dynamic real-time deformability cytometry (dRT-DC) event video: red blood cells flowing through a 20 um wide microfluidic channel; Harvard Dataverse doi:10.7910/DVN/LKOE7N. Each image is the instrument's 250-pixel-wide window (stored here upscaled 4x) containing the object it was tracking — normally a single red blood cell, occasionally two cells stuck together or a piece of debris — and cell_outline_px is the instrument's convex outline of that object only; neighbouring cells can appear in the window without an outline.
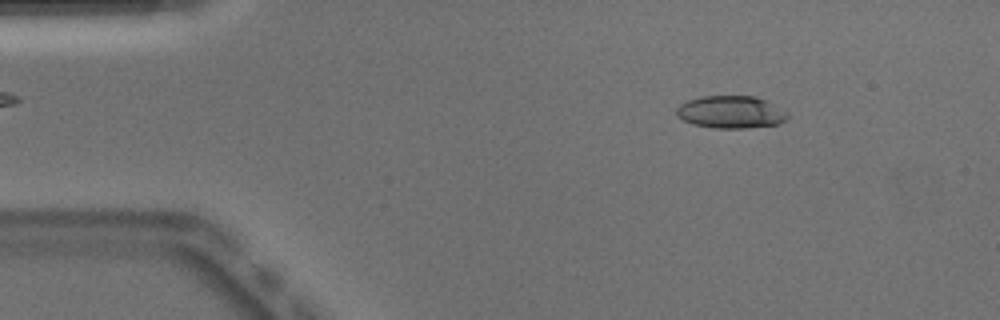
{"species": "Egyptian fruit bat (a non-hibernating species)", "species_latin": "Rousettus aegyptiacus", "temperature_condition": "warm", "stored_images_in_passage": 50, "camera_frame_rate_fps": 3000, "um_per_image_px": 0.085, "animal": {"sex": "male"}, "frame": {"image": 1, "passage_image": 6, "time_ms": 1.667, "image_size_px": [1000, 320], "cell_outline_px": [[788, 116], [780, 124], [744, 128], [712, 128], [692, 124], [676, 116], [676, 108], [680, 104], [688, 100], [700, 96], [756, 96], [788, 112]], "centroid_in_image_um": [62.09, 9.53], "position_along_channel_um": 22.9, "area_um2": 21.04}}
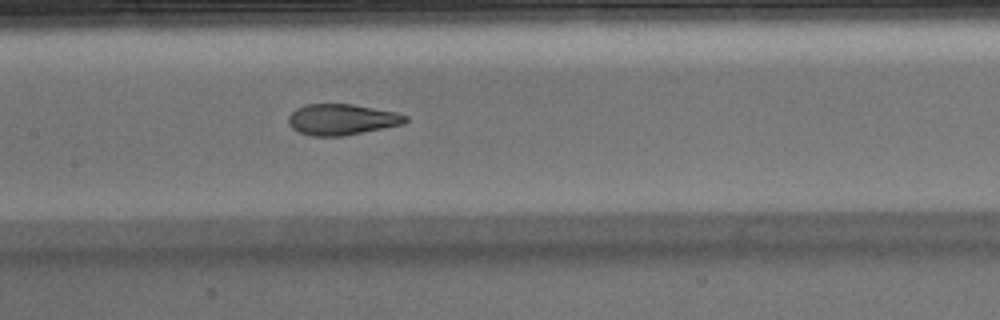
{"frame": {"image": 2, "passage_image": 23, "time_ms": 7.333, "image_size_px": [1000, 320], "cell_outline_px": [[408, 120], [404, 124], [344, 136], [312, 136], [300, 132], [292, 128], [288, 124], [288, 116], [296, 108], [304, 104], [352, 104], [396, 112], [408, 116]], "centroid_in_image_um": [29.05, 10.15], "position_along_channel_um": 178.3, "area_um2": 21.21}}
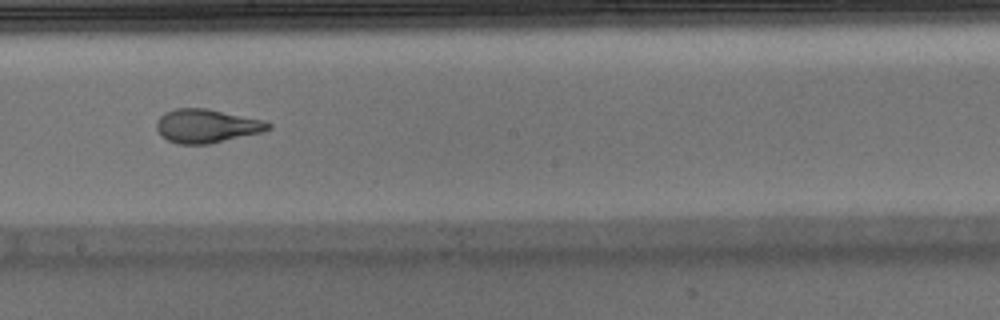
{"frame": {"image": 3, "passage_image": 27, "time_ms": 8.667, "image_size_px": [1000, 320], "cell_outline_px": [[272, 128], [260, 132], [208, 144], [180, 144], [168, 140], [160, 136], [156, 128], [156, 120], [164, 112], [176, 108], [208, 108], [264, 120], [272, 124]], "centroid_in_image_um": [17.53, 10.69], "position_along_channel_um": 230.7, "area_um2": 21.96}, "authors_computed_cell_mechanics": {"area_um2": 21.7039, "velocity_mm_per_s": 3.9349, "shape_relaxation_time_tau1_ms": 8.9924, "shape_relaxation_time_tau2_ms": 1.0923, "deformation_change_tau1": 0.2843, "deformation_change_tau2": 0.0872}}